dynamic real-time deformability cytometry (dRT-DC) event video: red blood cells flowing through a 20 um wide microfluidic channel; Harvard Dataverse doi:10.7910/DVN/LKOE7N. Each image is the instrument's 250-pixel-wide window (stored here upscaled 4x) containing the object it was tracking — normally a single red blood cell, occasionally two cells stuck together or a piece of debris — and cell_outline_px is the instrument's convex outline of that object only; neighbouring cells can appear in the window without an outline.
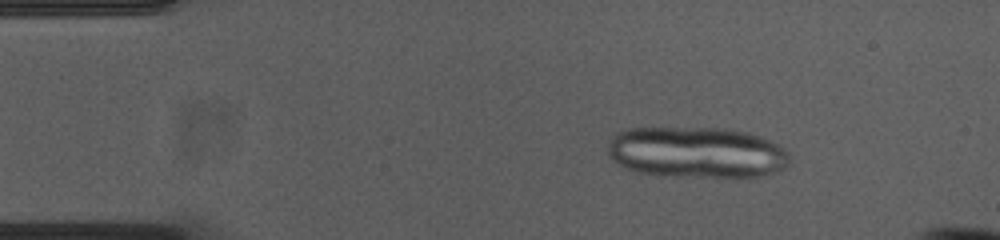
{"species": "common noctule bat (a hibernating species)", "species_latin": "Nyctalus noctula", "temperature_condition": "cold", "stored_images_in_passage": 22, "camera_frame_rate_fps": 3000, "um_per_image_px": 0.085, "animal": {"sex": "female", "body_mass_g": 23.0, "forearm_length_mm": 53.4}, "frame": {"image": 1, "passage_image": 7, "time_ms": 2.0, "image_size_px": [1000, 240], "cell_outline_px": [[788, 164], [784, 168], [760, 176], [684, 176], [636, 172], [620, 164], [608, 156], [608, 144], [616, 132], [628, 128], [724, 128], [748, 132], [772, 140], [780, 144], [788, 152]], "centroid_in_image_um": [59.22, 12.93], "position_along_channel_um": 25.8, "area_um2": 53.99}}